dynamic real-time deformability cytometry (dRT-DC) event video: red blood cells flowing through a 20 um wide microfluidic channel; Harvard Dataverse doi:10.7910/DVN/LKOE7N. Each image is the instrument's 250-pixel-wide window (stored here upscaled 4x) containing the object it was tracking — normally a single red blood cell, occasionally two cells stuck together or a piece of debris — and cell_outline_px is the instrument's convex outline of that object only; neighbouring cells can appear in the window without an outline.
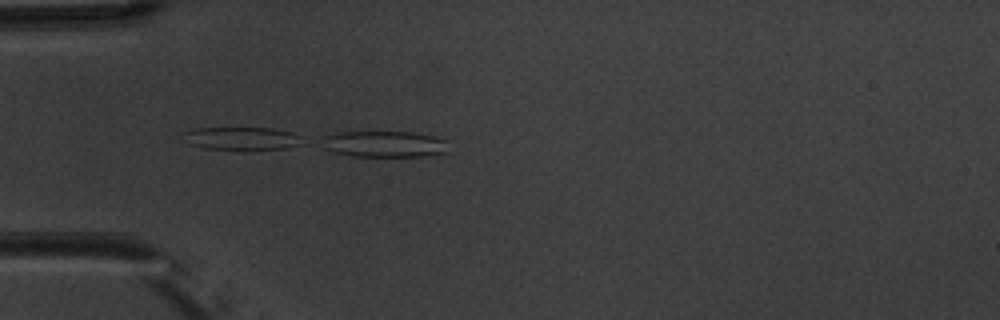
{"species": "common noctule bat (a hibernating species)", "species_latin": "Nyctalus noctula", "temperature_condition": "warm", "stored_images_in_passage": 5, "camera_frame_rate_fps": 3000, "um_per_image_px": 0.085, "animal": {"sex": "male", "body_mass_g": 20.1, "forearm_length_mm": 53.5}, "frame": {"image": 1, "passage_image": 5, "time_ms": 4.667, "image_size_px": [1000, 320], "cell_outline_px": [[444, 152], [424, 156], [352, 156], [336, 152], [324, 148], [316, 144], [324, 136], [336, 132], [408, 132], [432, 136], [444, 140]], "centroid_in_image_um": [32.5, 12.24], "position_along_channel_um": 52.5, "area_um2": 19.07}}